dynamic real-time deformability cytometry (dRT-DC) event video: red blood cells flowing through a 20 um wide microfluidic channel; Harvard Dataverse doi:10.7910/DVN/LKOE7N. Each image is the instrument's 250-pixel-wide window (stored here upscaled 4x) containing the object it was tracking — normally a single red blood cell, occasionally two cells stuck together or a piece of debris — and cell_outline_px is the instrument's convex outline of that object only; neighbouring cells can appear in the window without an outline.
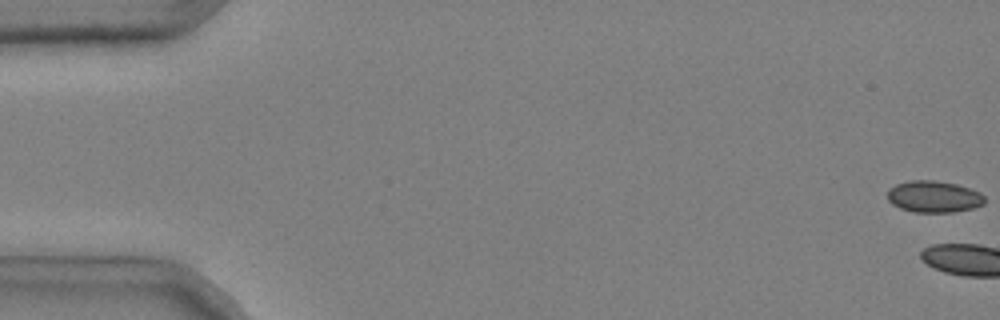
{"species": "common noctule bat (a hibernating species)", "species_latin": "Nyctalus noctula", "temperature_condition": "cold", "stored_images_in_passage": 4, "camera_frame_rate_fps": 3000, "um_per_image_px": 0.085, "animal": {"sex": "male", "body_mass_g": 20.4}, "frame": {"image": 1, "passage_image": 1, "time_ms": 0.0, "image_size_px": [1000, 320], "cell_outline_px": [[984, 204], [972, 208], [952, 212], [912, 212], [900, 208], [892, 204], [888, 200], [888, 188], [896, 184], [912, 180], [932, 180], [956, 184], [980, 192], [984, 196]], "centroid_in_image_um": [79.35, 16.72], "position_along_channel_um": 5.7, "area_um2": 17.86}}